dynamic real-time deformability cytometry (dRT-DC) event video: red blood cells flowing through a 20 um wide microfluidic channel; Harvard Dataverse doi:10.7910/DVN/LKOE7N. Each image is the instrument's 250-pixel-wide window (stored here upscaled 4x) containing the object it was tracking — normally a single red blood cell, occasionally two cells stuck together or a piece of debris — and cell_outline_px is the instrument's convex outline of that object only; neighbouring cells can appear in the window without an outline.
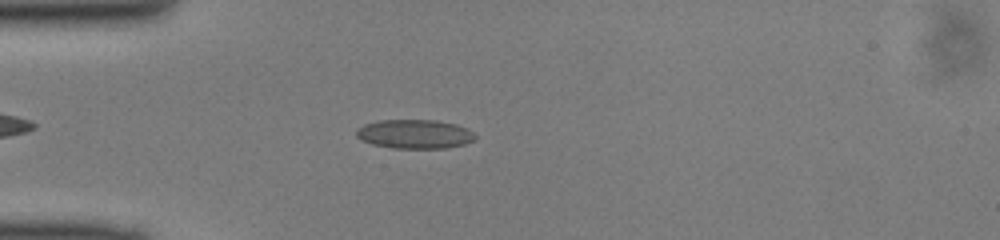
{"species": "common noctule bat (a hibernating species)", "species_latin": "Nyctalus noctula", "temperature_condition": "cold", "stored_images_in_passage": 40, "camera_frame_rate_fps": 3000, "um_per_image_px": 0.085, "animal": {"sex": "male", "body_mass_g": 13.0, "forearm_length_mm": 53.1}, "frame": {"image": 1, "passage_image": 7, "time_ms": 2.0, "image_size_px": [1000, 240], "cell_outline_px": [[476, 136], [472, 140], [464, 144], [444, 148], [392, 148], [372, 144], [360, 140], [356, 136], [356, 128], [364, 124], [380, 120], [436, 120], [456, 124], [468, 128]], "centroid_in_image_um": [35.21, 11.39], "position_along_channel_um": 49.8, "area_um2": 20.17}}
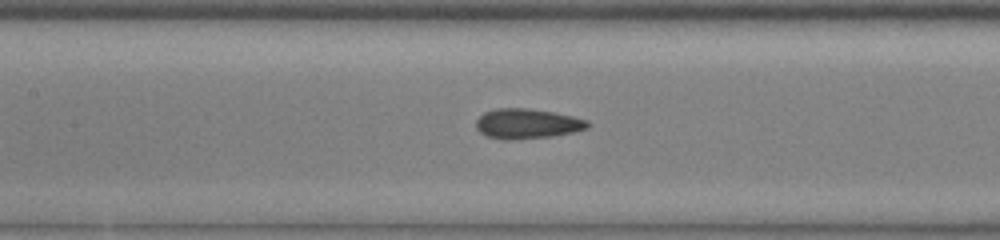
{"frame": {"image": 2, "passage_image": 16, "time_ms": 5.0, "image_size_px": [1000, 240], "cell_outline_px": [[592, 124], [588, 128], [572, 132], [552, 136], [512, 140], [504, 140], [488, 136], [480, 132], [476, 128], [476, 120], [484, 112], [496, 108], [528, 108], [552, 112], [572, 116], [588, 120]], "centroid_in_image_um": [44.81, 10.51], "position_along_channel_um": 162.6, "area_um2": 19.54}}
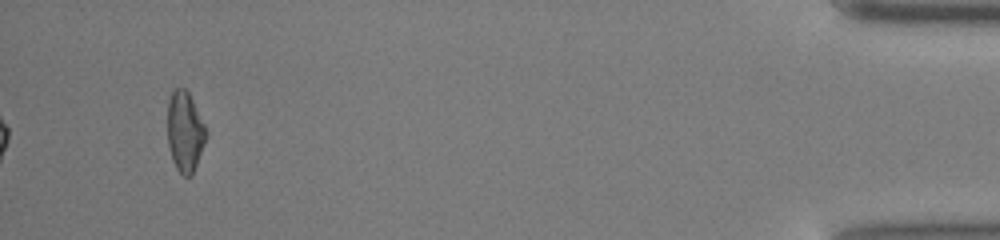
{"frame": {"image": 3, "passage_image": 40, "time_ms": 13.0, "image_size_px": [1000, 240], "cell_outline_px": [[208, 136], [192, 176], [184, 176], [176, 168], [172, 160], [168, 144], [168, 100], [172, 88], [184, 88], [188, 92], [208, 132]], "centroid_in_image_um": [15.72, 11.2], "position_along_channel_um": 419.5, "area_um2": 18.15}}